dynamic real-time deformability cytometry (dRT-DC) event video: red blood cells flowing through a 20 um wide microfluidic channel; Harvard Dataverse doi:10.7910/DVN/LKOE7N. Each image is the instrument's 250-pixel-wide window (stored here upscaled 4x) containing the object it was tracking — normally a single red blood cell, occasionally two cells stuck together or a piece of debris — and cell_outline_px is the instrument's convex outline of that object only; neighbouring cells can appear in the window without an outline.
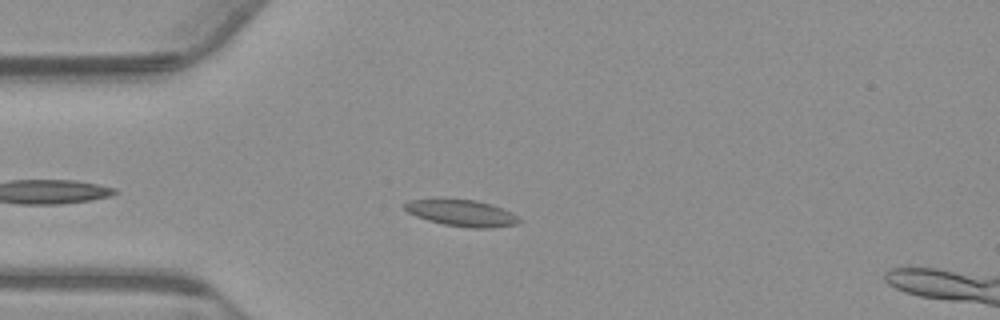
{"species": "common noctule bat (a hibernating species)", "species_latin": "Nyctalus noctula", "temperature_condition": "warm", "stored_images_in_passage": 43, "camera_frame_rate_fps": 3000, "um_per_image_px": 0.085, "animal": {"sex": "male", "body_mass_g": 23.1, "forearm_length_mm": 52.7}, "frame": {"image": 1, "passage_image": 7, "time_ms": 2.0, "image_size_px": [1000, 320], "cell_outline_px": [[520, 220], [516, 224], [492, 228], [472, 228], [444, 224], [428, 220], [416, 216], [408, 212], [404, 208], [404, 204], [408, 200], [476, 200], [492, 204], [512, 212]], "centroid_in_image_um": [39.27, 18.12], "position_along_channel_um": 45.7, "area_um2": 17.28}}
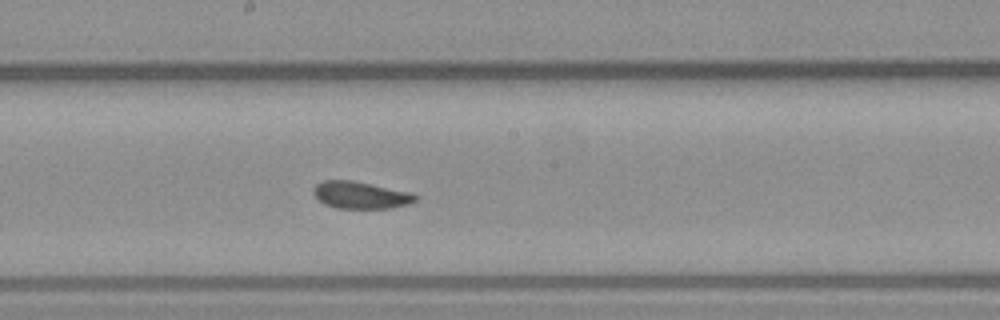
{"frame": {"image": 2, "passage_image": 22, "time_ms": 7.0, "image_size_px": [1000, 320], "cell_outline_px": [[420, 196], [416, 200], [408, 204], [392, 208], [336, 208], [324, 204], [312, 192], [312, 188], [320, 180], [352, 180], [412, 192]], "centroid_in_image_um": [30.66, 16.57], "position_along_channel_um": 217.5, "area_um2": 16.3}}
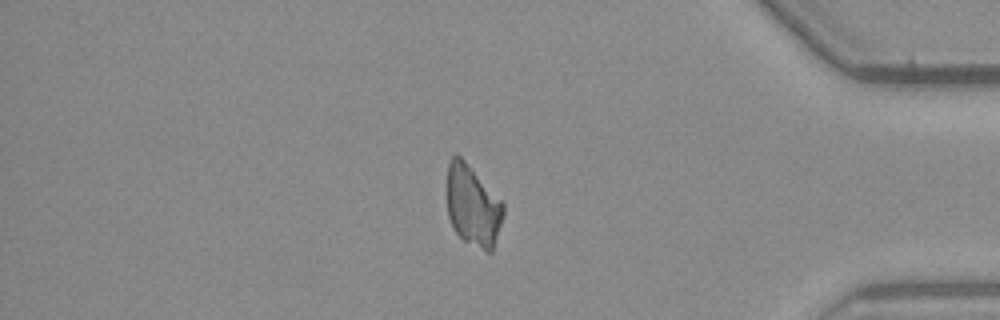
{"frame": {"image": 3, "passage_image": 43, "time_ms": 14.0, "image_size_px": [1000, 320], "cell_outline_px": [[504, 216], [492, 252], [484, 252], [464, 240], [456, 232], [448, 216], [448, 164], [452, 156], [456, 152], [504, 200]], "centroid_in_image_um": [40.24, 17.49], "position_along_channel_um": 395.0, "area_um2": 26.88}, "authors_computed_cell_mechanics": {"area_um2": 16.9354, "velocity_mm_per_s": 3.7186, "shape_relaxation_time_tau1_ms": null, "shape_relaxation_time_tau2_ms": 4.0875, "deformation_change_tau1": null, "deformation_change_tau2": 0.0888}}